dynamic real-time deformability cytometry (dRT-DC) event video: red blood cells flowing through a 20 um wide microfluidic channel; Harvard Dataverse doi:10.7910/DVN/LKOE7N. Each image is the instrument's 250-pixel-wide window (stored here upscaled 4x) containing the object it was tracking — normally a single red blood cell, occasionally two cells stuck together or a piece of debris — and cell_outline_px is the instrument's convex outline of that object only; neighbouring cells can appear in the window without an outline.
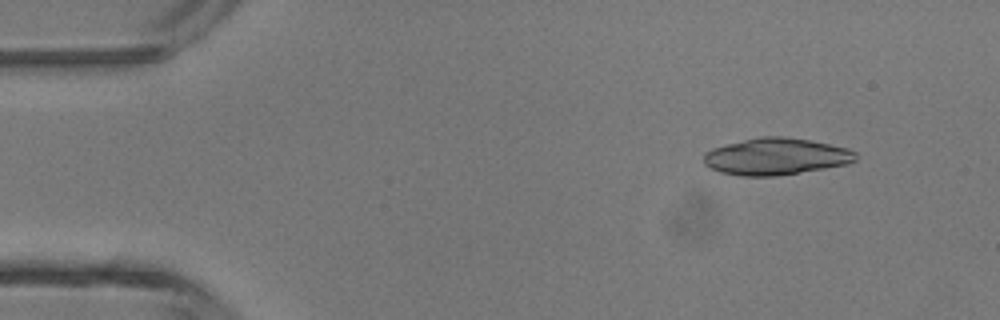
{"species": "common noctule bat (a hibernating species)", "species_latin": "Nyctalus noctula", "temperature_condition": "room temperature", "stored_images_in_passage": 45, "camera_frame_rate_fps": 3000, "um_per_image_px": 0.085, "animal": {"sex": "male", "body_mass_g": 13.3}, "frame": {"image": 1, "passage_image": 5, "time_ms": 1.333, "image_size_px": [1000, 320], "cell_outline_px": [[856, 160], [848, 164], [776, 176], [740, 176], [720, 172], [704, 164], [704, 152], [712, 148], [760, 136], [784, 136], [808, 140], [848, 148], [856, 152]], "centroid_in_image_um": [65.95, 13.3], "position_along_channel_um": 19.1, "area_um2": 32.43}}